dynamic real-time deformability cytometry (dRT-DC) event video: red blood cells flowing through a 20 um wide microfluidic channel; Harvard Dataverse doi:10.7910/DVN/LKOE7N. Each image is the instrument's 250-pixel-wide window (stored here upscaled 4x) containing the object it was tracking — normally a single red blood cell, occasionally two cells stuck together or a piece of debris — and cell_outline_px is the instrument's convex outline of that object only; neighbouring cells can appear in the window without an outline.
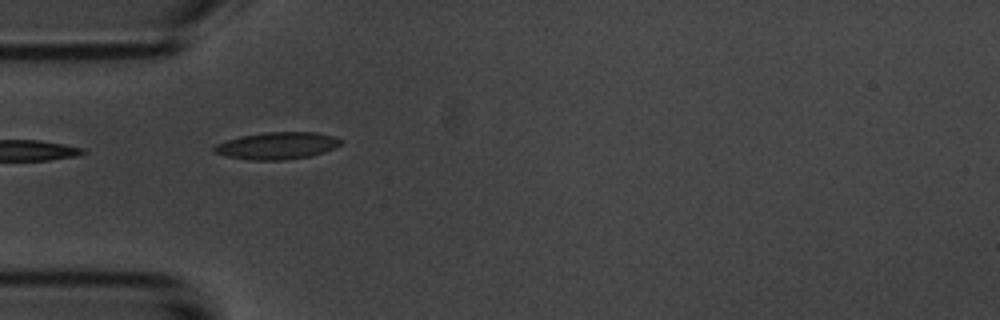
{"species": "common noctule bat (a hibernating species)", "species_latin": "Nyctalus noctula", "temperature_condition": "room temperature", "stored_images_in_passage": 8, "camera_frame_rate_fps": 3000, "um_per_image_px": 0.085, "animal": {"sex": "male", "body_mass_g": 20.1, "forearm_length_mm": 53.5}, "frame": {"image": 1, "passage_image": 3, "time_ms": 2.333, "image_size_px": [1000, 320], "cell_outline_px": [[344, 140], [336, 148], [312, 156], [284, 160], [248, 160], [228, 156], [212, 152], [212, 148], [216, 144], [240, 136], [264, 132], [316, 132], [332, 136]], "centroid_in_image_um": [23.57, 12.38], "position_along_channel_um": 61.4, "area_um2": 20.11}}
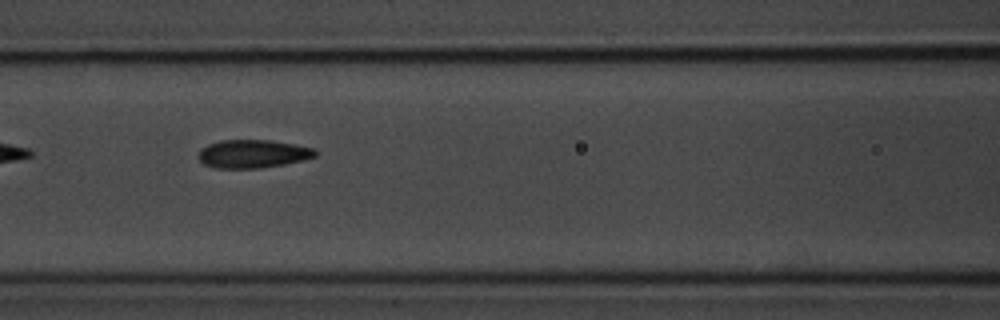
{"frame": {"image": 2, "passage_image": 5, "time_ms": 4.667, "image_size_px": [1000, 320], "cell_outline_px": [[320, 152], [316, 156], [284, 164], [260, 168], [216, 168], [204, 164], [200, 160], [200, 148], [208, 144], [220, 140], [272, 140], [296, 144], [316, 148]], "centroid_in_image_um": [21.54, 13.06], "position_along_channel_um": 145.1, "area_um2": 19.31}}
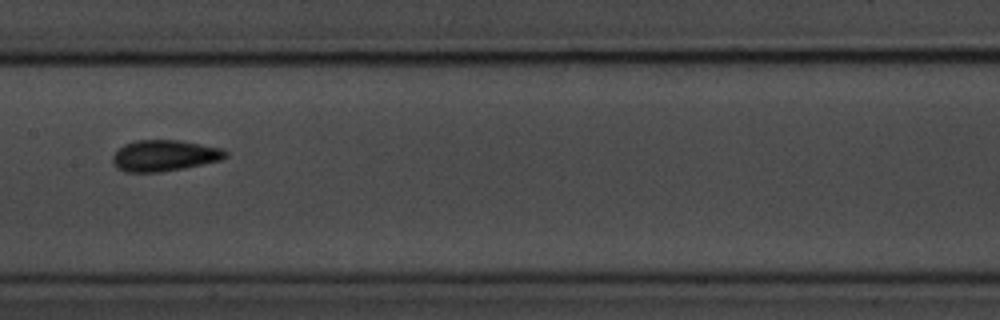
{"frame": {"image": 3, "passage_image": 6, "time_ms": 6.0, "image_size_px": [1000, 320], "cell_outline_px": [[228, 156], [220, 160], [204, 164], [184, 168], [160, 172], [124, 172], [116, 168], [112, 164], [112, 156], [124, 144], [136, 140], [180, 140], [224, 148], [228, 152]], "centroid_in_image_um": [13.98, 13.23], "position_along_channel_um": 193.4, "area_um2": 20.75}}